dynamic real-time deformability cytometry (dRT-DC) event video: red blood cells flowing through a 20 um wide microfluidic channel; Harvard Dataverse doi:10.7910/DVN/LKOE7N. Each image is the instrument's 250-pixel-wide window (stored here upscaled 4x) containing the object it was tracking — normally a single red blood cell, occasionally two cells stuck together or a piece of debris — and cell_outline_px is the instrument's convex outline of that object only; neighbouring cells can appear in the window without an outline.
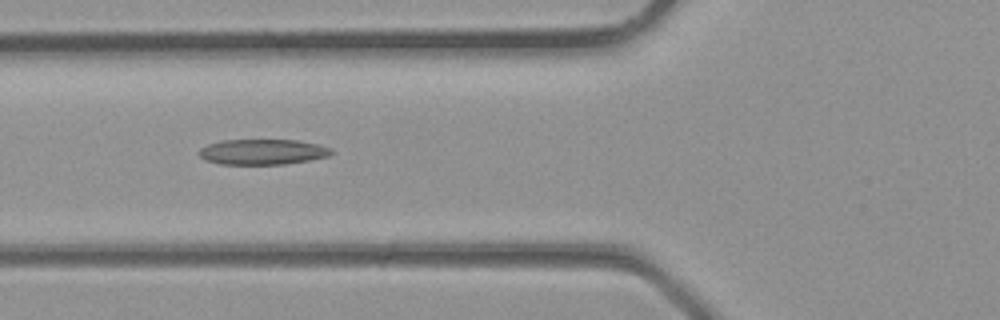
{"species": "common noctule bat (a hibernating species)", "species_latin": "Nyctalus noctula", "temperature_condition": "room temperature", "stored_images_in_passage": 27, "camera_frame_rate_fps": 3000, "um_per_image_px": 0.085, "animal": {"sex": "male", "body_mass_g": 23.1, "forearm_length_mm": 52.7}, "frame": {"image": 1, "passage_image": 5, "time_ms": 1.333, "image_size_px": [1000, 320], "cell_outline_px": [[336, 152], [328, 156], [308, 160], [284, 164], [220, 164], [204, 160], [196, 152], [200, 148], [208, 144], [224, 140], [296, 140], [316, 144], [332, 148]], "centroid_in_image_um": [22.3, 12.91], "position_along_channel_um": 103.5, "area_um2": 19.65}}
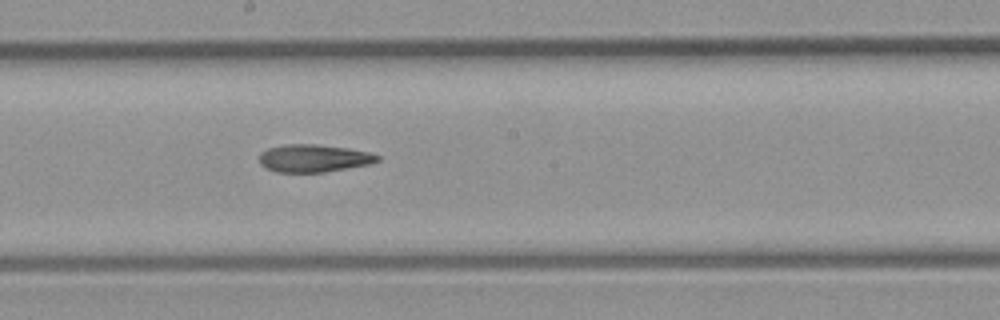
{"frame": {"image": 2, "passage_image": 11, "time_ms": 3.333, "image_size_px": [1000, 320], "cell_outline_px": [[380, 160], [372, 164], [324, 172], [276, 172], [260, 164], [260, 152], [268, 148], [288, 144], [316, 144], [348, 148], [368, 152], [380, 156]], "centroid_in_image_um": [26.69, 13.45], "position_along_channel_um": 221.5, "area_um2": 19.02}}
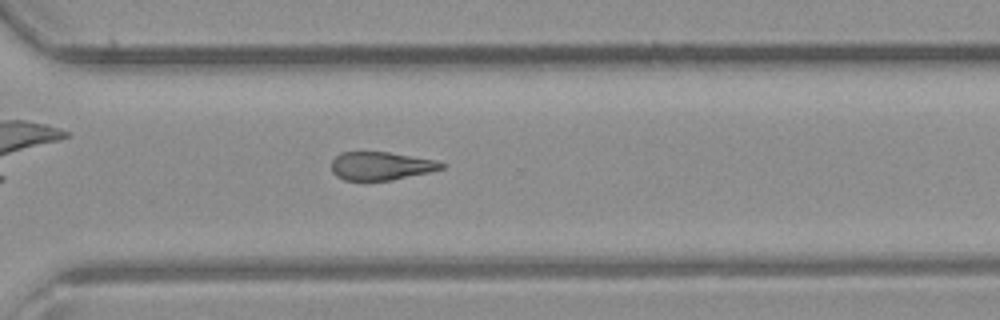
{"frame": {"image": 3, "passage_image": 17, "time_ms": 5.333, "image_size_px": [1000, 320], "cell_outline_px": [[444, 168], [428, 172], [392, 180], [344, 180], [336, 176], [332, 172], [332, 160], [340, 152], [388, 152], [436, 160], [444, 164]], "centroid_in_image_um": [32.35, 14.1], "position_along_channel_um": 338.2, "area_um2": 17.98}}